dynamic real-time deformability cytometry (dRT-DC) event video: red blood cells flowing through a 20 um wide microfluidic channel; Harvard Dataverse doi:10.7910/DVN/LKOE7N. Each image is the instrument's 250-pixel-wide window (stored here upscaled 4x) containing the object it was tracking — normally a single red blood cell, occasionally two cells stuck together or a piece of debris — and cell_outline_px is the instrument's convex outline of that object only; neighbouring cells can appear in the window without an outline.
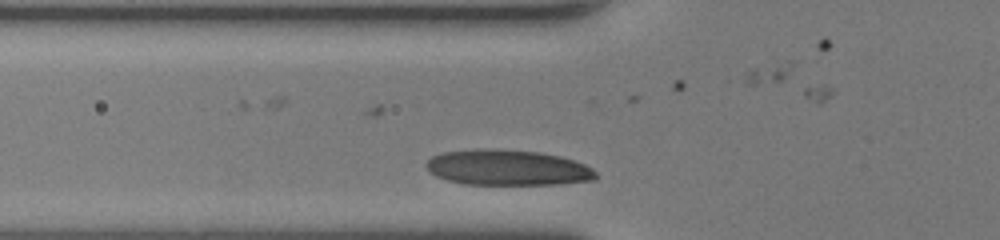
{"species": "human", "species_latin": "Homo sapiens", "temperature_condition": "room temperature", "stored_images_in_passage": 37, "camera_frame_rate_fps": 3000, "um_per_image_px": 0.085, "donor": {"sex": "female"}, "frame": {"image": 1, "passage_image": 9, "time_ms": 2.667, "image_size_px": [1000, 240], "cell_outline_px": [[596, 180], [556, 184], [464, 184], [448, 180], [436, 176], [424, 164], [432, 156], [440, 152], [480, 148], [488, 148], [536, 152], [560, 156], [584, 164], [592, 168], [596, 172]], "centroid_in_image_um": [43.12, 14.24], "position_along_channel_um": 82.7, "area_um2": 35.08}}
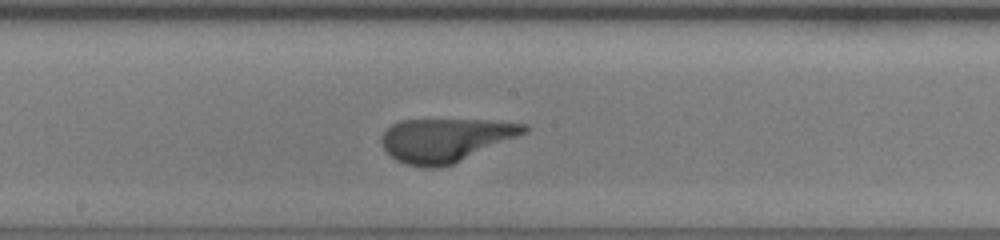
{"frame": {"image": 2, "passage_image": 20, "time_ms": 6.333, "image_size_px": [1000, 240], "cell_outline_px": [[528, 132], [452, 164], [440, 168], [420, 168], [396, 160], [384, 148], [380, 140], [384, 132], [392, 124], [400, 120], [496, 120], [528, 124]], "centroid_in_image_um": [37.88, 11.89], "position_along_channel_um": 210.3, "area_um2": 36.07}}
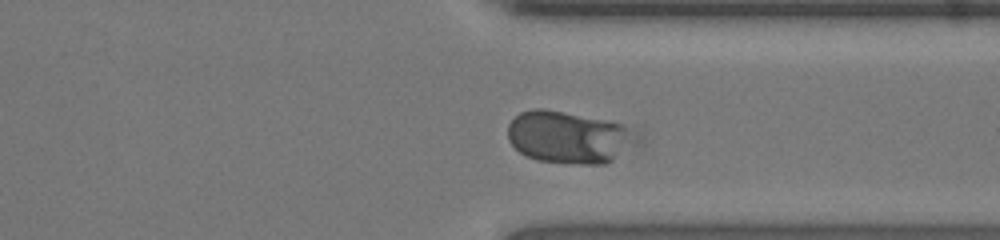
{"frame": {"image": 3, "passage_image": 33, "time_ms": 10.667, "image_size_px": [1000, 240], "cell_outline_px": [[640, 140], [636, 144], [612, 160], [604, 164], [580, 164], [536, 160], [520, 152], [508, 140], [508, 124], [520, 112], [536, 108], [544, 108], [624, 124], [640, 132]], "centroid_in_image_um": [48.4, 11.66], "position_along_channel_um": 363.0, "area_um2": 39.42}, "authors_computed_cell_mechanics": {"area_um2": 35.7782, "velocity_mm_per_s": 3.5042, "shape_relaxation_time_tau1_ms": 7.4688, "shape_relaxation_time_tau2_ms": null, "deformation_change_tau1": 0.2873, "deformation_change_tau2": null}}